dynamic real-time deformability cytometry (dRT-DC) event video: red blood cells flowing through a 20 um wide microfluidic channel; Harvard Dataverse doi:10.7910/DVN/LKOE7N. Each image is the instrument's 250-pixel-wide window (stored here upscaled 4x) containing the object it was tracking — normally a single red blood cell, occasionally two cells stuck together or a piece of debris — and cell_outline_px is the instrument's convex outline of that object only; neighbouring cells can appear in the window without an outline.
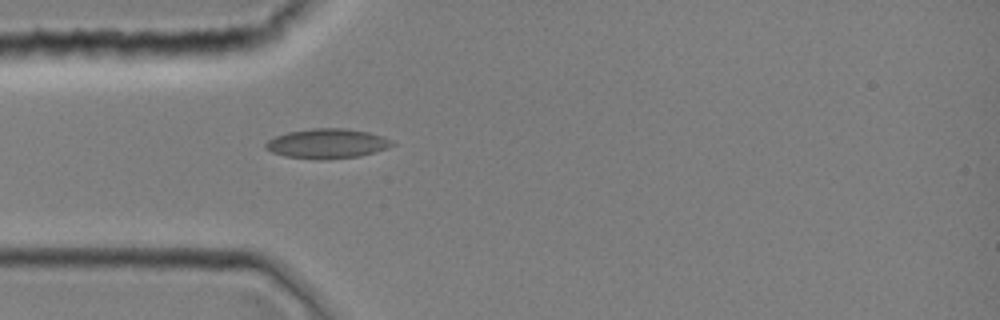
{"species": "common noctule bat (a hibernating species)", "species_latin": "Nyctalus noctula", "temperature_condition": "room temperature", "stored_images_in_passage": 1, "camera_frame_rate_fps": 3000, "um_per_image_px": 0.085, "animal": {"sex": "female", "body_mass_g": 19.0, "forearm_length_mm": 51.5}, "frame": {"image": 1, "passage_image": 1, "time_ms": 0.0, "image_size_px": [1000, 320], "cell_outline_px": [[396, 144], [388, 148], [360, 156], [320, 160], [316, 160], [284, 156], [272, 152], [264, 148], [264, 144], [268, 140], [276, 136], [288, 132], [312, 128], [348, 128], [368, 132], [384, 136], [392, 140]], "centroid_in_image_um": [27.82, 12.2], "position_along_channel_um": 57.2, "area_um2": 22.14}}